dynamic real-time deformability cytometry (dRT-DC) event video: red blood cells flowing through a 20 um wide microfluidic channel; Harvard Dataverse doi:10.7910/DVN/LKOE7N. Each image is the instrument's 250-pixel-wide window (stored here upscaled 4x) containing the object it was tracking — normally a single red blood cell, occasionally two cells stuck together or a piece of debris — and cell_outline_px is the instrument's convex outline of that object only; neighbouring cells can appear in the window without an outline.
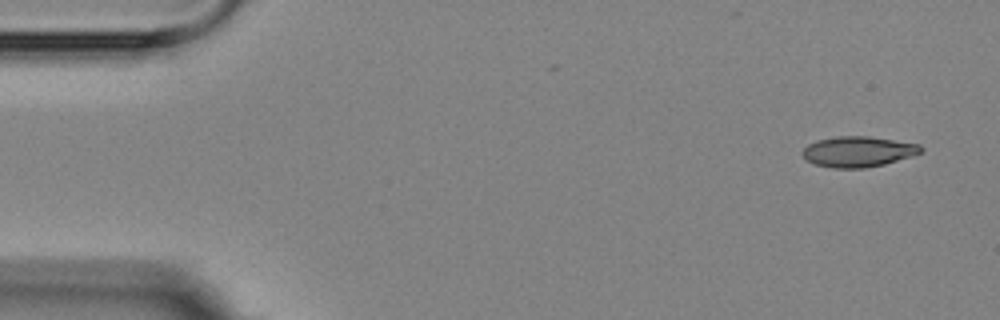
{"species": "Egyptian fruit bat (a non-hibernating species)", "species_latin": "Rousettus aegyptiacus", "temperature_condition": "room temperature", "stored_images_in_passage": 5, "camera_frame_rate_fps": 3000, "um_per_image_px": 0.085, "animal": {"sex": "female"}, "frame": {"image": 1, "passage_image": 1, "time_ms": 0.0, "image_size_px": [1000, 320], "cell_outline_px": [[924, 152], [912, 156], [884, 164], [864, 168], [832, 168], [816, 164], [808, 160], [800, 152], [808, 144], [816, 140], [836, 136], [868, 136], [920, 144], [924, 148]], "centroid_in_image_um": [72.96, 12.88], "position_along_channel_um": 12.0, "area_um2": 21.15}}
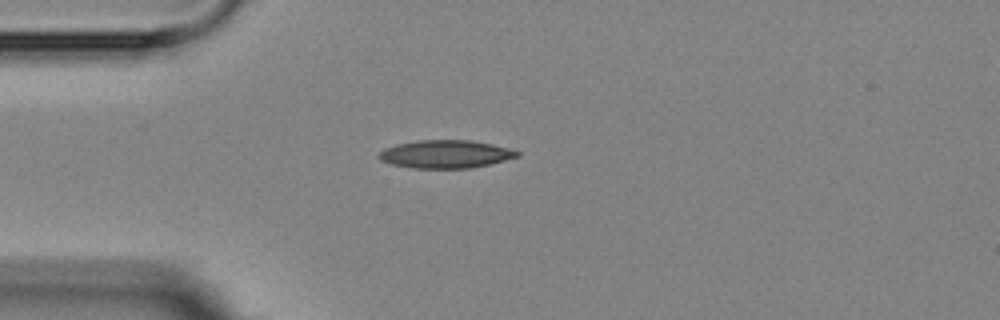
{"frame": {"image": 2, "passage_image": 4, "time_ms": 3.667, "image_size_px": [1000, 320], "cell_outline_px": [[520, 156], [472, 168], [412, 168], [392, 164], [380, 160], [376, 156], [384, 148], [396, 144], [416, 140], [472, 140], [492, 144], [508, 148], [520, 152]], "centroid_in_image_um": [37.84, 13.09], "position_along_channel_um": 47.2, "area_um2": 22.6}}